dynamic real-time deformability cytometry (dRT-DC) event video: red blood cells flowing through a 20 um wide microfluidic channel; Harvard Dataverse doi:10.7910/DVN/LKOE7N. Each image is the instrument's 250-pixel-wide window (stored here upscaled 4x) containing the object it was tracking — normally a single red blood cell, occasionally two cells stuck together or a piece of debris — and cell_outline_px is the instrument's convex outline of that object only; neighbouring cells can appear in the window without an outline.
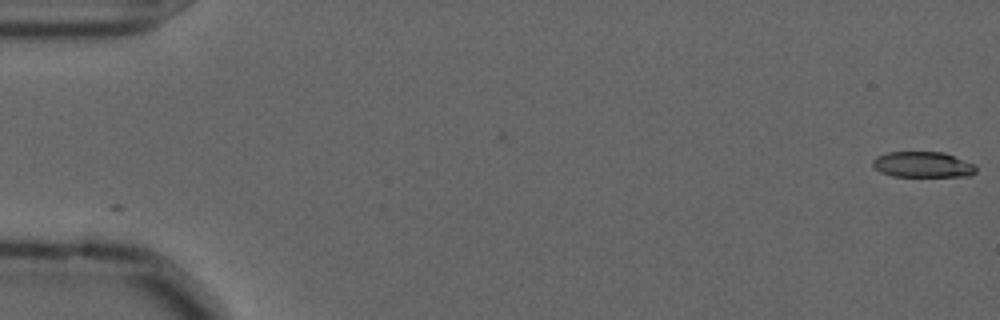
{"species": "common noctule bat (a hibernating species)", "species_latin": "Nyctalus noctula", "temperature_condition": "cold", "stored_images_in_passage": 57, "camera_frame_rate_fps": 3000, "um_per_image_px": 0.085, "animal": {"sex": "male", "forearm_length_mm": 52.5}, "frame": {"image": 1, "passage_image": 1, "time_ms": 0.0, "image_size_px": [1000, 320], "cell_outline_px": [[976, 172], [972, 176], [892, 176], [880, 172], [872, 164], [872, 160], [876, 156], [888, 152], [944, 152], [976, 164]], "centroid_in_image_um": [78.46, 13.99], "position_along_channel_um": 6.5, "area_um2": 15.61}}
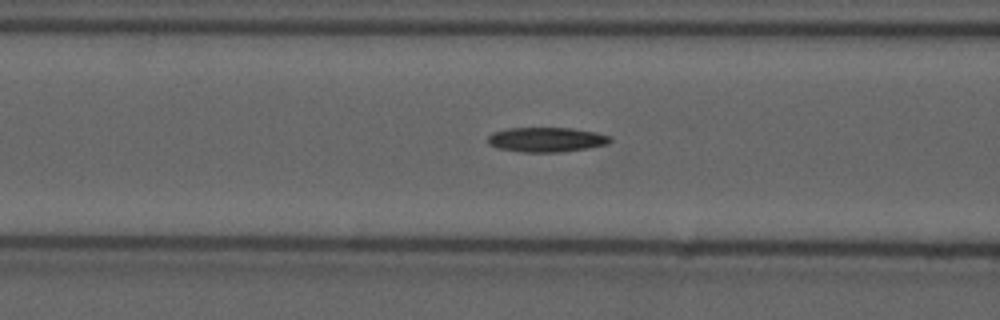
{"frame": {"image": 2, "passage_image": 23, "time_ms": 7.333, "image_size_px": [1000, 320], "cell_outline_px": [[612, 140], [608, 144], [588, 148], [560, 152], [520, 152], [496, 148], [488, 144], [488, 136], [492, 132], [508, 128], [572, 128], [596, 132], [612, 136]], "centroid_in_image_um": [46.44, 11.87], "position_along_channel_um": 120.2, "area_um2": 17.8}}
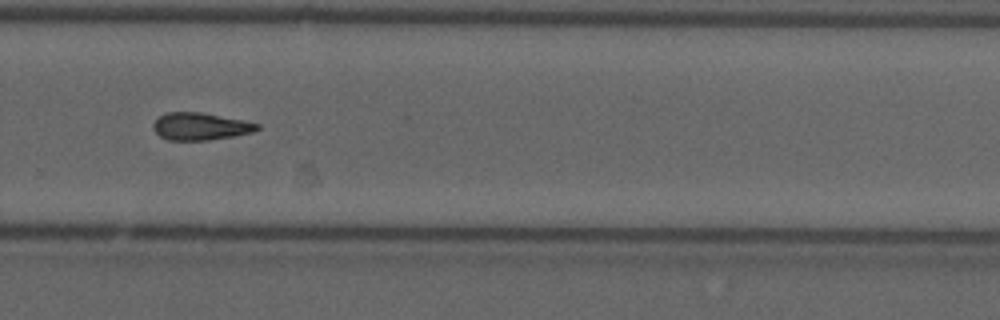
{"frame": {"image": 3, "passage_image": 39, "time_ms": 12.667, "image_size_px": [1000, 320], "cell_outline_px": [[260, 128], [256, 132], [208, 140], [168, 140], [160, 136], [152, 128], [152, 124], [160, 116], [168, 112], [200, 112], [244, 120], [260, 124]], "centroid_in_image_um": [17.05, 10.74], "position_along_channel_um": 312.7, "area_um2": 16.59}}